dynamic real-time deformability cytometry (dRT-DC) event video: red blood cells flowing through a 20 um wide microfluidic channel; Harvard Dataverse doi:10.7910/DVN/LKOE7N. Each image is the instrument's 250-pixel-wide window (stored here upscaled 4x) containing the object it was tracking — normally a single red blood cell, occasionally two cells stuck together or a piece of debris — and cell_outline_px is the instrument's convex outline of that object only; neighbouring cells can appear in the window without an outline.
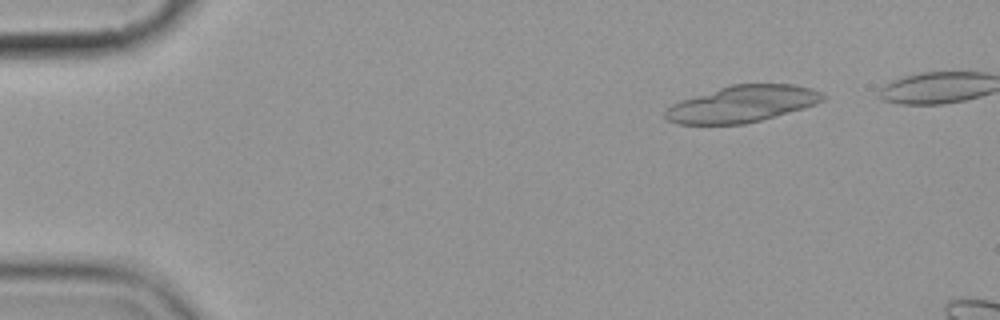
{"species": "common noctule bat (a hibernating species)", "species_latin": "Nyctalus noctula", "temperature_condition": "cold", "stored_images_in_passage": 8, "camera_frame_rate_fps": 3000, "um_per_image_px": 0.085, "animal": {"sex": "female", "body_mass_g": 19.9}, "frame": {"image": 1, "passage_image": 2, "time_ms": 1.333, "image_size_px": [1000, 320], "cell_outline_px": [[828, 96], [824, 100], [816, 104], [804, 108], [760, 120], [744, 124], [676, 124], [668, 120], [664, 116], [664, 112], [672, 104], [680, 100], [732, 84], [792, 84], [812, 88]], "centroid_in_image_um": [63.1, 8.83], "position_along_channel_um": 21.9, "area_um2": 33.47}}
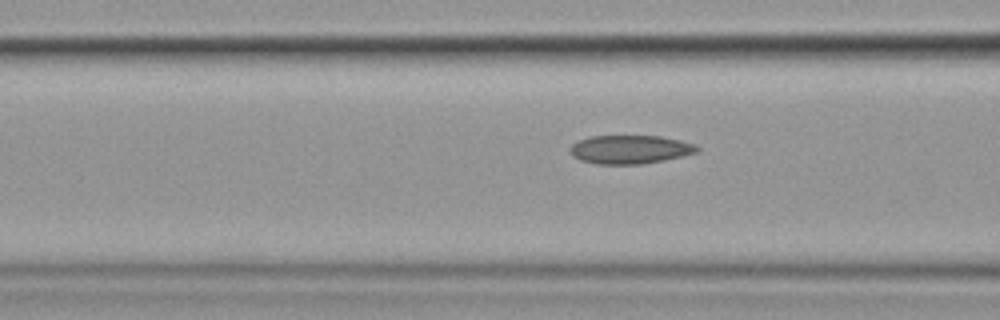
{"frame": {"image": 2, "passage_image": 8, "time_ms": 9.0, "image_size_px": [1000, 320], "cell_outline_px": [[700, 148], [696, 152], [684, 156], [664, 160], [640, 164], [596, 164], [580, 160], [572, 156], [568, 148], [572, 144], [588, 136], [660, 136], [680, 140], [696, 144]], "centroid_in_image_um": [53.54, 12.7], "position_along_channel_um": 113.1, "area_um2": 21.27}}